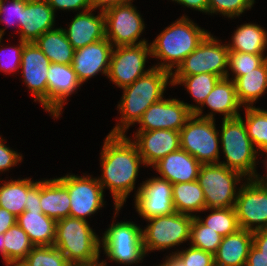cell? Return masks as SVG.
Returning a JSON list of instances; mask_svg holds the SVG:
<instances>
[{
    "mask_svg": "<svg viewBox=\"0 0 267 266\" xmlns=\"http://www.w3.org/2000/svg\"><path fill=\"white\" fill-rule=\"evenodd\" d=\"M34 245L28 234L16 223L4 233V261L6 266L22 262Z\"/></svg>",
    "mask_w": 267,
    "mask_h": 266,
    "instance_id": "obj_34",
    "label": "cell"
},
{
    "mask_svg": "<svg viewBox=\"0 0 267 266\" xmlns=\"http://www.w3.org/2000/svg\"><path fill=\"white\" fill-rule=\"evenodd\" d=\"M16 223L28 234L34 246H53L56 221L42 211L25 210L17 217Z\"/></svg>",
    "mask_w": 267,
    "mask_h": 266,
    "instance_id": "obj_27",
    "label": "cell"
},
{
    "mask_svg": "<svg viewBox=\"0 0 267 266\" xmlns=\"http://www.w3.org/2000/svg\"><path fill=\"white\" fill-rule=\"evenodd\" d=\"M101 149V177L98 181L107 188L114 200V217L135 189L139 168L143 164L136 144L127 135L108 134Z\"/></svg>",
    "mask_w": 267,
    "mask_h": 266,
    "instance_id": "obj_1",
    "label": "cell"
},
{
    "mask_svg": "<svg viewBox=\"0 0 267 266\" xmlns=\"http://www.w3.org/2000/svg\"><path fill=\"white\" fill-rule=\"evenodd\" d=\"M148 225L142 229L145 255L156 250H165L190 241L193 216L174 212L169 215L147 219Z\"/></svg>",
    "mask_w": 267,
    "mask_h": 266,
    "instance_id": "obj_8",
    "label": "cell"
},
{
    "mask_svg": "<svg viewBox=\"0 0 267 266\" xmlns=\"http://www.w3.org/2000/svg\"><path fill=\"white\" fill-rule=\"evenodd\" d=\"M244 180L241 173L222 164H202L197 181L204 192L206 209L234 207L240 189L237 186Z\"/></svg>",
    "mask_w": 267,
    "mask_h": 266,
    "instance_id": "obj_7",
    "label": "cell"
},
{
    "mask_svg": "<svg viewBox=\"0 0 267 266\" xmlns=\"http://www.w3.org/2000/svg\"><path fill=\"white\" fill-rule=\"evenodd\" d=\"M252 7L253 4L249 0H209L208 14L219 13L221 16L234 19Z\"/></svg>",
    "mask_w": 267,
    "mask_h": 266,
    "instance_id": "obj_40",
    "label": "cell"
},
{
    "mask_svg": "<svg viewBox=\"0 0 267 266\" xmlns=\"http://www.w3.org/2000/svg\"><path fill=\"white\" fill-rule=\"evenodd\" d=\"M3 141H5V139L0 135V173L8 171L13 166L23 161L22 154L9 148Z\"/></svg>",
    "mask_w": 267,
    "mask_h": 266,
    "instance_id": "obj_44",
    "label": "cell"
},
{
    "mask_svg": "<svg viewBox=\"0 0 267 266\" xmlns=\"http://www.w3.org/2000/svg\"><path fill=\"white\" fill-rule=\"evenodd\" d=\"M40 207L43 214L55 221L69 217V192L57 178L40 180Z\"/></svg>",
    "mask_w": 267,
    "mask_h": 266,
    "instance_id": "obj_26",
    "label": "cell"
},
{
    "mask_svg": "<svg viewBox=\"0 0 267 266\" xmlns=\"http://www.w3.org/2000/svg\"><path fill=\"white\" fill-rule=\"evenodd\" d=\"M17 217L7 211L5 208L0 207V234L5 233L12 226L16 224Z\"/></svg>",
    "mask_w": 267,
    "mask_h": 266,
    "instance_id": "obj_48",
    "label": "cell"
},
{
    "mask_svg": "<svg viewBox=\"0 0 267 266\" xmlns=\"http://www.w3.org/2000/svg\"><path fill=\"white\" fill-rule=\"evenodd\" d=\"M50 60L34 42L24 45L21 55L20 70L26 87L46 111L47 73Z\"/></svg>",
    "mask_w": 267,
    "mask_h": 266,
    "instance_id": "obj_18",
    "label": "cell"
},
{
    "mask_svg": "<svg viewBox=\"0 0 267 266\" xmlns=\"http://www.w3.org/2000/svg\"><path fill=\"white\" fill-rule=\"evenodd\" d=\"M215 122L192 115L180 130L181 148L201 164L220 162V136Z\"/></svg>",
    "mask_w": 267,
    "mask_h": 266,
    "instance_id": "obj_9",
    "label": "cell"
},
{
    "mask_svg": "<svg viewBox=\"0 0 267 266\" xmlns=\"http://www.w3.org/2000/svg\"><path fill=\"white\" fill-rule=\"evenodd\" d=\"M48 4L56 13V10H74L85 12L92 9L90 0H47Z\"/></svg>",
    "mask_w": 267,
    "mask_h": 266,
    "instance_id": "obj_45",
    "label": "cell"
},
{
    "mask_svg": "<svg viewBox=\"0 0 267 266\" xmlns=\"http://www.w3.org/2000/svg\"><path fill=\"white\" fill-rule=\"evenodd\" d=\"M81 85L71 64L50 63L47 73L46 112L53 118L60 117L63 105L67 103L66 99Z\"/></svg>",
    "mask_w": 267,
    "mask_h": 266,
    "instance_id": "obj_17",
    "label": "cell"
},
{
    "mask_svg": "<svg viewBox=\"0 0 267 266\" xmlns=\"http://www.w3.org/2000/svg\"><path fill=\"white\" fill-rule=\"evenodd\" d=\"M132 140L142 157L144 167L153 166L160 159L179 148L180 131L157 129L151 131H136Z\"/></svg>",
    "mask_w": 267,
    "mask_h": 266,
    "instance_id": "obj_19",
    "label": "cell"
},
{
    "mask_svg": "<svg viewBox=\"0 0 267 266\" xmlns=\"http://www.w3.org/2000/svg\"><path fill=\"white\" fill-rule=\"evenodd\" d=\"M94 9L79 11L69 27L63 28L72 47L76 50L86 45L105 39V16L103 11L95 16Z\"/></svg>",
    "mask_w": 267,
    "mask_h": 266,
    "instance_id": "obj_23",
    "label": "cell"
},
{
    "mask_svg": "<svg viewBox=\"0 0 267 266\" xmlns=\"http://www.w3.org/2000/svg\"><path fill=\"white\" fill-rule=\"evenodd\" d=\"M141 184L134 193L135 209L141 218L147 220L155 216L169 215L175 212L172 183L154 176Z\"/></svg>",
    "mask_w": 267,
    "mask_h": 266,
    "instance_id": "obj_15",
    "label": "cell"
},
{
    "mask_svg": "<svg viewBox=\"0 0 267 266\" xmlns=\"http://www.w3.org/2000/svg\"><path fill=\"white\" fill-rule=\"evenodd\" d=\"M8 266H25V265L22 262H16V263L9 264Z\"/></svg>",
    "mask_w": 267,
    "mask_h": 266,
    "instance_id": "obj_56",
    "label": "cell"
},
{
    "mask_svg": "<svg viewBox=\"0 0 267 266\" xmlns=\"http://www.w3.org/2000/svg\"><path fill=\"white\" fill-rule=\"evenodd\" d=\"M112 50L107 38L76 49L71 65L78 80L83 84L100 72L107 76Z\"/></svg>",
    "mask_w": 267,
    "mask_h": 266,
    "instance_id": "obj_20",
    "label": "cell"
},
{
    "mask_svg": "<svg viewBox=\"0 0 267 266\" xmlns=\"http://www.w3.org/2000/svg\"><path fill=\"white\" fill-rule=\"evenodd\" d=\"M172 85H184L185 89L194 98V102L197 104H188L189 110L194 113L204 102L205 98L213 90L216 83L221 79L220 76L210 73H201L191 76H171Z\"/></svg>",
    "mask_w": 267,
    "mask_h": 266,
    "instance_id": "obj_33",
    "label": "cell"
},
{
    "mask_svg": "<svg viewBox=\"0 0 267 266\" xmlns=\"http://www.w3.org/2000/svg\"><path fill=\"white\" fill-rule=\"evenodd\" d=\"M36 182L32 178L0 181V207L18 217L25 211L27 192Z\"/></svg>",
    "mask_w": 267,
    "mask_h": 266,
    "instance_id": "obj_32",
    "label": "cell"
},
{
    "mask_svg": "<svg viewBox=\"0 0 267 266\" xmlns=\"http://www.w3.org/2000/svg\"><path fill=\"white\" fill-rule=\"evenodd\" d=\"M204 106L209 107L211 111L209 114L202 115ZM241 107L234 81L221 78L193 115L200 118L215 119L214 113H220L222 116L224 115L222 119H230L241 115L239 112Z\"/></svg>",
    "mask_w": 267,
    "mask_h": 266,
    "instance_id": "obj_22",
    "label": "cell"
},
{
    "mask_svg": "<svg viewBox=\"0 0 267 266\" xmlns=\"http://www.w3.org/2000/svg\"><path fill=\"white\" fill-rule=\"evenodd\" d=\"M169 255L161 263L163 266H185L183 260L176 253H170Z\"/></svg>",
    "mask_w": 267,
    "mask_h": 266,
    "instance_id": "obj_52",
    "label": "cell"
},
{
    "mask_svg": "<svg viewBox=\"0 0 267 266\" xmlns=\"http://www.w3.org/2000/svg\"><path fill=\"white\" fill-rule=\"evenodd\" d=\"M199 27L188 16L183 15L166 27L150 43L152 58L161 63L154 67L173 73L183 60L193 52L209 34Z\"/></svg>",
    "mask_w": 267,
    "mask_h": 266,
    "instance_id": "obj_3",
    "label": "cell"
},
{
    "mask_svg": "<svg viewBox=\"0 0 267 266\" xmlns=\"http://www.w3.org/2000/svg\"><path fill=\"white\" fill-rule=\"evenodd\" d=\"M132 1L128 0L103 11L105 38L110 41L113 47L148 43L145 38L139 40L144 32L145 23Z\"/></svg>",
    "mask_w": 267,
    "mask_h": 266,
    "instance_id": "obj_11",
    "label": "cell"
},
{
    "mask_svg": "<svg viewBox=\"0 0 267 266\" xmlns=\"http://www.w3.org/2000/svg\"><path fill=\"white\" fill-rule=\"evenodd\" d=\"M185 263V266H215L214 255L210 252L189 246L183 251L177 250L175 252Z\"/></svg>",
    "mask_w": 267,
    "mask_h": 266,
    "instance_id": "obj_43",
    "label": "cell"
},
{
    "mask_svg": "<svg viewBox=\"0 0 267 266\" xmlns=\"http://www.w3.org/2000/svg\"><path fill=\"white\" fill-rule=\"evenodd\" d=\"M34 43L50 63L72 64L75 49L68 41L62 27L45 32Z\"/></svg>",
    "mask_w": 267,
    "mask_h": 266,
    "instance_id": "obj_30",
    "label": "cell"
},
{
    "mask_svg": "<svg viewBox=\"0 0 267 266\" xmlns=\"http://www.w3.org/2000/svg\"><path fill=\"white\" fill-rule=\"evenodd\" d=\"M193 115L185 102L176 98L162 99L152 104L141 116L137 131L167 129L180 131Z\"/></svg>",
    "mask_w": 267,
    "mask_h": 266,
    "instance_id": "obj_16",
    "label": "cell"
},
{
    "mask_svg": "<svg viewBox=\"0 0 267 266\" xmlns=\"http://www.w3.org/2000/svg\"><path fill=\"white\" fill-rule=\"evenodd\" d=\"M220 144L226 161L219 164L241 173L250 179L256 172L257 150L248 137L247 129L241 115L239 117L222 119ZM257 163V164H256Z\"/></svg>",
    "mask_w": 267,
    "mask_h": 266,
    "instance_id": "obj_5",
    "label": "cell"
},
{
    "mask_svg": "<svg viewBox=\"0 0 267 266\" xmlns=\"http://www.w3.org/2000/svg\"><path fill=\"white\" fill-rule=\"evenodd\" d=\"M259 154L262 156H264L265 154H267V151H263V152H259ZM266 157H267V155H266ZM265 157V161H263V162H265L264 164H265V169H266V171H267V158ZM261 175H259L257 172H255L254 174H253V176L250 178L253 182H255L256 184H259V185H262V186H267V174H265V176H261Z\"/></svg>",
    "mask_w": 267,
    "mask_h": 266,
    "instance_id": "obj_53",
    "label": "cell"
},
{
    "mask_svg": "<svg viewBox=\"0 0 267 266\" xmlns=\"http://www.w3.org/2000/svg\"><path fill=\"white\" fill-rule=\"evenodd\" d=\"M183 5V7L191 8L196 11L204 12L208 14V2L209 0H171Z\"/></svg>",
    "mask_w": 267,
    "mask_h": 266,
    "instance_id": "obj_50",
    "label": "cell"
},
{
    "mask_svg": "<svg viewBox=\"0 0 267 266\" xmlns=\"http://www.w3.org/2000/svg\"><path fill=\"white\" fill-rule=\"evenodd\" d=\"M168 84L172 86L171 73L157 67L123 87V95L117 108L120 121L113 127L111 135H125L129 127L138 123L143 113L154 103L164 98Z\"/></svg>",
    "mask_w": 267,
    "mask_h": 266,
    "instance_id": "obj_2",
    "label": "cell"
},
{
    "mask_svg": "<svg viewBox=\"0 0 267 266\" xmlns=\"http://www.w3.org/2000/svg\"><path fill=\"white\" fill-rule=\"evenodd\" d=\"M237 98L245 107H253L267 90V59L257 68L234 80Z\"/></svg>",
    "mask_w": 267,
    "mask_h": 266,
    "instance_id": "obj_28",
    "label": "cell"
},
{
    "mask_svg": "<svg viewBox=\"0 0 267 266\" xmlns=\"http://www.w3.org/2000/svg\"><path fill=\"white\" fill-rule=\"evenodd\" d=\"M220 41V42H219ZM229 49L211 32L191 52L171 76H191L210 73L226 78L228 73Z\"/></svg>",
    "mask_w": 267,
    "mask_h": 266,
    "instance_id": "obj_10",
    "label": "cell"
},
{
    "mask_svg": "<svg viewBox=\"0 0 267 266\" xmlns=\"http://www.w3.org/2000/svg\"><path fill=\"white\" fill-rule=\"evenodd\" d=\"M245 266H267V257L252 244Z\"/></svg>",
    "mask_w": 267,
    "mask_h": 266,
    "instance_id": "obj_47",
    "label": "cell"
},
{
    "mask_svg": "<svg viewBox=\"0 0 267 266\" xmlns=\"http://www.w3.org/2000/svg\"><path fill=\"white\" fill-rule=\"evenodd\" d=\"M234 208L240 229L250 232L267 229V186L247 179L240 184Z\"/></svg>",
    "mask_w": 267,
    "mask_h": 266,
    "instance_id": "obj_14",
    "label": "cell"
},
{
    "mask_svg": "<svg viewBox=\"0 0 267 266\" xmlns=\"http://www.w3.org/2000/svg\"><path fill=\"white\" fill-rule=\"evenodd\" d=\"M10 1V2H9ZM0 0V23L8 26H17L19 29L22 10L28 0ZM9 2L10 4L6 3ZM7 5H6V4ZM5 15V17H3ZM3 17V18H2ZM14 18V19H12Z\"/></svg>",
    "mask_w": 267,
    "mask_h": 266,
    "instance_id": "obj_42",
    "label": "cell"
},
{
    "mask_svg": "<svg viewBox=\"0 0 267 266\" xmlns=\"http://www.w3.org/2000/svg\"><path fill=\"white\" fill-rule=\"evenodd\" d=\"M142 229L133 221H118L110 224L101 238V247L110 261L132 265L144 259Z\"/></svg>",
    "mask_w": 267,
    "mask_h": 266,
    "instance_id": "obj_6",
    "label": "cell"
},
{
    "mask_svg": "<svg viewBox=\"0 0 267 266\" xmlns=\"http://www.w3.org/2000/svg\"><path fill=\"white\" fill-rule=\"evenodd\" d=\"M151 54L149 43L113 47L107 78L117 87L123 88L149 72L145 64Z\"/></svg>",
    "mask_w": 267,
    "mask_h": 266,
    "instance_id": "obj_13",
    "label": "cell"
},
{
    "mask_svg": "<svg viewBox=\"0 0 267 266\" xmlns=\"http://www.w3.org/2000/svg\"><path fill=\"white\" fill-rule=\"evenodd\" d=\"M5 31H6L5 28H0V37L1 38H3Z\"/></svg>",
    "mask_w": 267,
    "mask_h": 266,
    "instance_id": "obj_57",
    "label": "cell"
},
{
    "mask_svg": "<svg viewBox=\"0 0 267 266\" xmlns=\"http://www.w3.org/2000/svg\"><path fill=\"white\" fill-rule=\"evenodd\" d=\"M223 236L203 225L195 216L191 224L190 246L210 252H217Z\"/></svg>",
    "mask_w": 267,
    "mask_h": 266,
    "instance_id": "obj_37",
    "label": "cell"
},
{
    "mask_svg": "<svg viewBox=\"0 0 267 266\" xmlns=\"http://www.w3.org/2000/svg\"><path fill=\"white\" fill-rule=\"evenodd\" d=\"M107 260H102L101 262L94 264V265H81V266H107Z\"/></svg>",
    "mask_w": 267,
    "mask_h": 266,
    "instance_id": "obj_55",
    "label": "cell"
},
{
    "mask_svg": "<svg viewBox=\"0 0 267 266\" xmlns=\"http://www.w3.org/2000/svg\"><path fill=\"white\" fill-rule=\"evenodd\" d=\"M252 244V232L245 229H239L237 232L223 237L214 254V265L245 266Z\"/></svg>",
    "mask_w": 267,
    "mask_h": 266,
    "instance_id": "obj_25",
    "label": "cell"
},
{
    "mask_svg": "<svg viewBox=\"0 0 267 266\" xmlns=\"http://www.w3.org/2000/svg\"><path fill=\"white\" fill-rule=\"evenodd\" d=\"M0 253L4 260V233L0 234Z\"/></svg>",
    "mask_w": 267,
    "mask_h": 266,
    "instance_id": "obj_54",
    "label": "cell"
},
{
    "mask_svg": "<svg viewBox=\"0 0 267 266\" xmlns=\"http://www.w3.org/2000/svg\"><path fill=\"white\" fill-rule=\"evenodd\" d=\"M253 5H254V3H255V0H249Z\"/></svg>",
    "mask_w": 267,
    "mask_h": 266,
    "instance_id": "obj_58",
    "label": "cell"
},
{
    "mask_svg": "<svg viewBox=\"0 0 267 266\" xmlns=\"http://www.w3.org/2000/svg\"><path fill=\"white\" fill-rule=\"evenodd\" d=\"M266 59L267 56L264 54H249L238 51H229L228 73L226 78L234 81L237 77L245 75L246 72H250L259 67ZM229 70L233 73L232 78H229Z\"/></svg>",
    "mask_w": 267,
    "mask_h": 266,
    "instance_id": "obj_39",
    "label": "cell"
},
{
    "mask_svg": "<svg viewBox=\"0 0 267 266\" xmlns=\"http://www.w3.org/2000/svg\"><path fill=\"white\" fill-rule=\"evenodd\" d=\"M245 126L257 152L267 151V110L245 107Z\"/></svg>",
    "mask_w": 267,
    "mask_h": 266,
    "instance_id": "obj_35",
    "label": "cell"
},
{
    "mask_svg": "<svg viewBox=\"0 0 267 266\" xmlns=\"http://www.w3.org/2000/svg\"><path fill=\"white\" fill-rule=\"evenodd\" d=\"M253 245L267 257V229L252 232Z\"/></svg>",
    "mask_w": 267,
    "mask_h": 266,
    "instance_id": "obj_49",
    "label": "cell"
},
{
    "mask_svg": "<svg viewBox=\"0 0 267 266\" xmlns=\"http://www.w3.org/2000/svg\"><path fill=\"white\" fill-rule=\"evenodd\" d=\"M88 220L65 217L56 221L57 247L73 266L94 265L99 261L101 237L93 231Z\"/></svg>",
    "mask_w": 267,
    "mask_h": 266,
    "instance_id": "obj_4",
    "label": "cell"
},
{
    "mask_svg": "<svg viewBox=\"0 0 267 266\" xmlns=\"http://www.w3.org/2000/svg\"><path fill=\"white\" fill-rule=\"evenodd\" d=\"M25 210L42 211L40 207V181L38 180L27 192Z\"/></svg>",
    "mask_w": 267,
    "mask_h": 266,
    "instance_id": "obj_46",
    "label": "cell"
},
{
    "mask_svg": "<svg viewBox=\"0 0 267 266\" xmlns=\"http://www.w3.org/2000/svg\"><path fill=\"white\" fill-rule=\"evenodd\" d=\"M128 0H90L92 9L100 11H105L110 7L116 6L118 4L127 2Z\"/></svg>",
    "mask_w": 267,
    "mask_h": 266,
    "instance_id": "obj_51",
    "label": "cell"
},
{
    "mask_svg": "<svg viewBox=\"0 0 267 266\" xmlns=\"http://www.w3.org/2000/svg\"><path fill=\"white\" fill-rule=\"evenodd\" d=\"M172 198L175 211L181 214L194 217L206 209L204 192L197 180L172 184Z\"/></svg>",
    "mask_w": 267,
    "mask_h": 266,
    "instance_id": "obj_31",
    "label": "cell"
},
{
    "mask_svg": "<svg viewBox=\"0 0 267 266\" xmlns=\"http://www.w3.org/2000/svg\"><path fill=\"white\" fill-rule=\"evenodd\" d=\"M258 24L245 23L237 27L232 42L226 44L229 51L249 54H265L267 49V31Z\"/></svg>",
    "mask_w": 267,
    "mask_h": 266,
    "instance_id": "obj_29",
    "label": "cell"
},
{
    "mask_svg": "<svg viewBox=\"0 0 267 266\" xmlns=\"http://www.w3.org/2000/svg\"><path fill=\"white\" fill-rule=\"evenodd\" d=\"M201 163L182 148L169 153L152 167L160 174V178L172 184L196 181Z\"/></svg>",
    "mask_w": 267,
    "mask_h": 266,
    "instance_id": "obj_24",
    "label": "cell"
},
{
    "mask_svg": "<svg viewBox=\"0 0 267 266\" xmlns=\"http://www.w3.org/2000/svg\"><path fill=\"white\" fill-rule=\"evenodd\" d=\"M55 12L47 0H28L20 21V40L27 43L36 41L42 34L55 29Z\"/></svg>",
    "mask_w": 267,
    "mask_h": 266,
    "instance_id": "obj_21",
    "label": "cell"
},
{
    "mask_svg": "<svg viewBox=\"0 0 267 266\" xmlns=\"http://www.w3.org/2000/svg\"><path fill=\"white\" fill-rule=\"evenodd\" d=\"M22 263L25 266H73L55 246H34Z\"/></svg>",
    "mask_w": 267,
    "mask_h": 266,
    "instance_id": "obj_38",
    "label": "cell"
},
{
    "mask_svg": "<svg viewBox=\"0 0 267 266\" xmlns=\"http://www.w3.org/2000/svg\"><path fill=\"white\" fill-rule=\"evenodd\" d=\"M211 213L204 218L195 216L203 225L225 237L233 234L240 229L236 211L234 207L229 208H211Z\"/></svg>",
    "mask_w": 267,
    "mask_h": 266,
    "instance_id": "obj_36",
    "label": "cell"
},
{
    "mask_svg": "<svg viewBox=\"0 0 267 266\" xmlns=\"http://www.w3.org/2000/svg\"><path fill=\"white\" fill-rule=\"evenodd\" d=\"M1 40L2 38H0V47H2L0 48V71L8 75L11 73L14 75L15 71L16 73L17 71L19 72L22 51L27 42L19 39L17 46H6V48H3L4 45H1Z\"/></svg>",
    "mask_w": 267,
    "mask_h": 266,
    "instance_id": "obj_41",
    "label": "cell"
},
{
    "mask_svg": "<svg viewBox=\"0 0 267 266\" xmlns=\"http://www.w3.org/2000/svg\"><path fill=\"white\" fill-rule=\"evenodd\" d=\"M66 174L57 178L68 190L70 198V217L87 220L104 207V190L93 176Z\"/></svg>",
    "mask_w": 267,
    "mask_h": 266,
    "instance_id": "obj_12",
    "label": "cell"
}]
</instances>
